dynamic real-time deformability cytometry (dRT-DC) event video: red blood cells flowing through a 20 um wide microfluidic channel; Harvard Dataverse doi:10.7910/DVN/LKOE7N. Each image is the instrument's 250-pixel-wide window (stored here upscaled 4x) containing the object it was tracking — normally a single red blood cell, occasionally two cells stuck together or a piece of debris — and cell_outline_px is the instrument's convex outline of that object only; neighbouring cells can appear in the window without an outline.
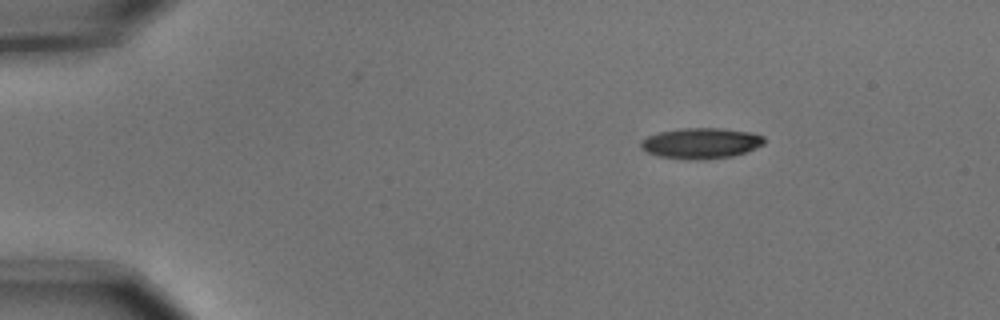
{"species": "common noctule bat (a hibernating species)", "species_latin": "Nyctalus noctula", "temperature_condition": "cold", "stored_images_in_passage": 3, "camera_frame_rate_fps": 3000, "um_per_image_px": 0.085, "animal": {"sex": "male", "body_mass_g": 15.6}, "frame": {"image": 1, "passage_image": 1, "time_ms": 0.0, "image_size_px": [1000, 320], "cell_outline_px": [[764, 144], [744, 152], [732, 156], [708, 160], [696, 160], [656, 156], [640, 148], [640, 140], [648, 136], [660, 132], [680, 128], [720, 128], [752, 132], [764, 136]], "centroid_in_image_um": [59.57, 12.17], "position_along_channel_um": 25.4, "area_um2": 22.2}}